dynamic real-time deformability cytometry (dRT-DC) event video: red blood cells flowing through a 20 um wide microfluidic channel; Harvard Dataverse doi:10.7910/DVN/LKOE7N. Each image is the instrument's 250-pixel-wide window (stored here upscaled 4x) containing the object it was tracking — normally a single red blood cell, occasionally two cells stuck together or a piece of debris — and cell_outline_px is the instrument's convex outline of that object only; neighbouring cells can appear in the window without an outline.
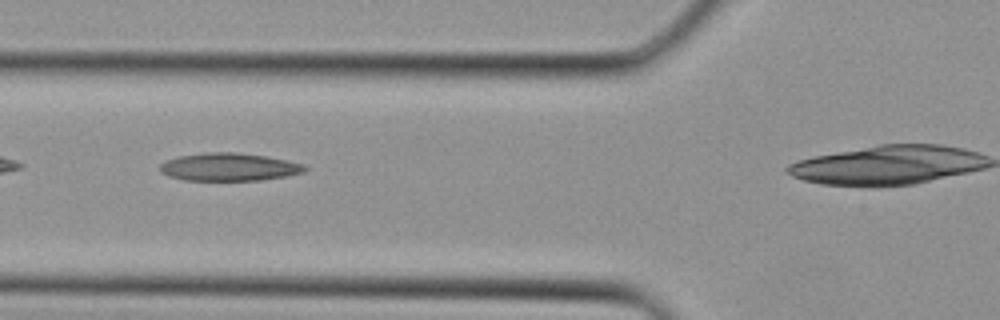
{"species": "Egyptian fruit bat (a non-hibernating species)", "species_latin": "Rousettus aegyptiacus", "temperature_condition": "cold", "stored_images_in_passage": 25, "camera_frame_rate_fps": 3000, "um_per_image_px": 0.085, "animal": {"sex": "female"}, "frame": {"image": 1, "passage_image": 9, "time_ms": 2.667, "image_size_px": [1000, 320], "cell_outline_px": [[308, 168], [304, 172], [288, 176], [260, 180], [184, 180], [168, 176], [160, 172], [160, 164], [168, 160], [180, 156], [204, 152], [236, 152], [264, 156], [288, 160], [304, 164]], "centroid_in_image_um": [19.49, 14.19], "position_along_channel_um": 106.3, "area_um2": 23.52}}
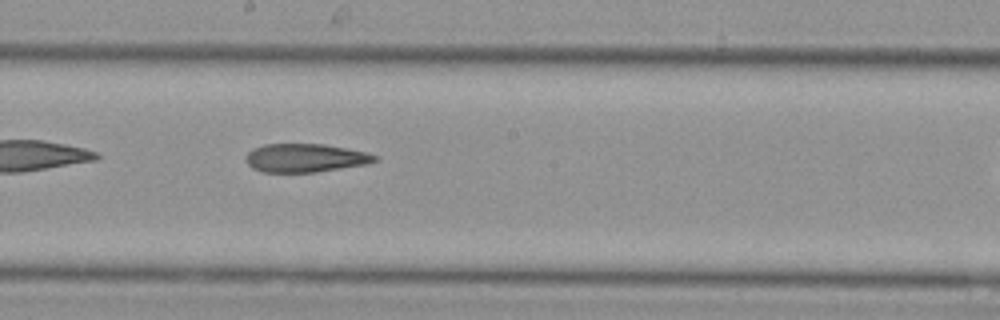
{"frame": {"image": 2, "passage_image": 15, "time_ms": 4.667, "image_size_px": [1000, 320], "cell_outline_px": [[376, 160], [368, 164], [316, 172], [264, 172], [252, 168], [244, 160], [244, 156], [252, 148], [264, 144], [324, 144], [364, 152], [376, 156]], "centroid_in_image_um": [25.87, 13.42], "position_along_channel_um": 222.3, "area_um2": 21.33}}
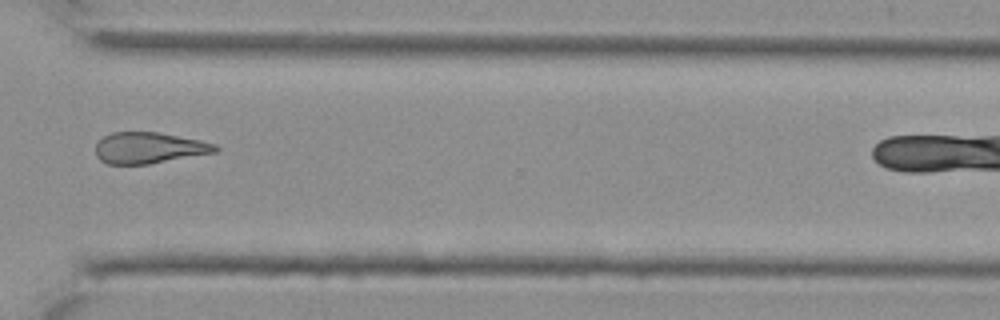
{"frame": {"image": 3, "passage_image": 22, "time_ms": 7.0, "image_size_px": [1000, 320], "cell_outline_px": [[220, 148], [216, 152], [148, 164], [108, 164], [100, 160], [96, 156], [96, 144], [104, 136], [112, 132], [160, 132], [200, 140], [216, 144]], "centroid_in_image_um": [12.67, 12.56], "position_along_channel_um": 357.9, "area_um2": 21.73}}